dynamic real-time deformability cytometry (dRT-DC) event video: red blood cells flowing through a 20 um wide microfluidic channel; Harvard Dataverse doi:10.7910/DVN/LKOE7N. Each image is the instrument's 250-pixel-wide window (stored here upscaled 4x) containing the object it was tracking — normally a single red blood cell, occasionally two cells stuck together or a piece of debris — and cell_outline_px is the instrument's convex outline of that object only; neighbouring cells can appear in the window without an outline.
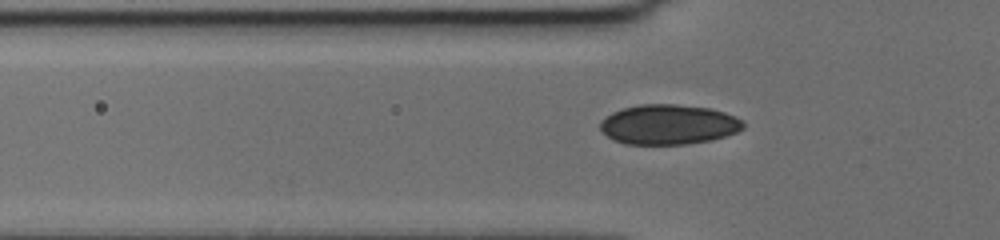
{"species": "human", "species_latin": "Homo sapiens", "temperature_condition": "cold", "stored_images_in_passage": 44, "camera_frame_rate_fps": 3000, "um_per_image_px": 0.085, "donor": {"sex": "female"}, "frame": {"image": 1, "passage_image": 10, "time_ms": 3.0, "image_size_px": [1000, 240], "cell_outline_px": [[744, 128], [736, 132], [724, 136], [708, 140], [684, 144], [624, 144], [608, 136], [600, 128], [600, 120], [604, 116], [612, 112], [624, 108], [640, 104], [676, 104], [712, 108], [724, 112], [740, 120], [744, 124]], "centroid_in_image_um": [56.79, 10.57], "position_along_channel_um": 69.0, "area_um2": 33.06}}
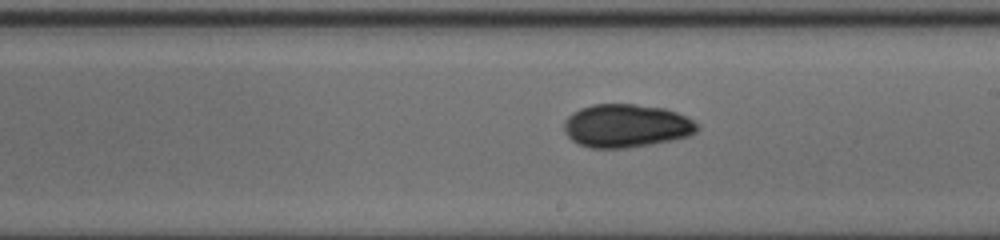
{"frame": {"image": 2, "passage_image": 24, "time_ms": 7.667, "image_size_px": [1000, 240], "cell_outline_px": [[700, 128], [696, 132], [688, 136], [672, 140], [652, 144], [628, 148], [588, 148], [572, 140], [564, 132], [564, 120], [572, 112], [580, 108], [592, 104], [636, 104], [664, 108], [688, 116], [700, 124]], "centroid_in_image_um": [53.25, 10.69], "position_along_channel_um": 235.7, "area_um2": 33.99}}
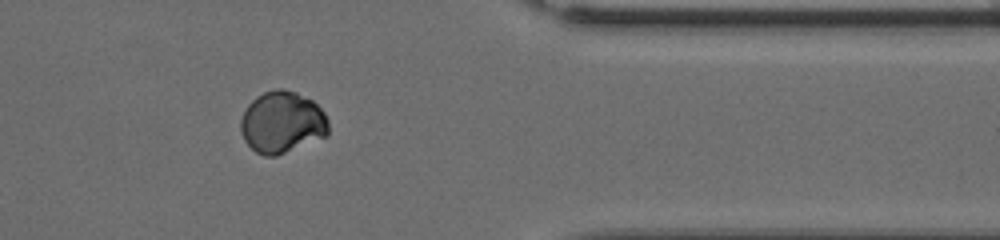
{"frame": {"image": 3, "passage_image": 38, "time_ms": 12.333, "image_size_px": [1000, 240], "cell_outline_px": [[328, 136], [276, 156], [264, 156], [256, 152], [244, 140], [240, 132], [240, 120], [248, 104], [256, 96], [264, 92], [276, 88], [284, 88], [296, 92], [312, 100], [324, 112], [328, 120]], "centroid_in_image_um": [23.98, 10.39], "position_along_channel_um": 387.4, "area_um2": 31.85}}